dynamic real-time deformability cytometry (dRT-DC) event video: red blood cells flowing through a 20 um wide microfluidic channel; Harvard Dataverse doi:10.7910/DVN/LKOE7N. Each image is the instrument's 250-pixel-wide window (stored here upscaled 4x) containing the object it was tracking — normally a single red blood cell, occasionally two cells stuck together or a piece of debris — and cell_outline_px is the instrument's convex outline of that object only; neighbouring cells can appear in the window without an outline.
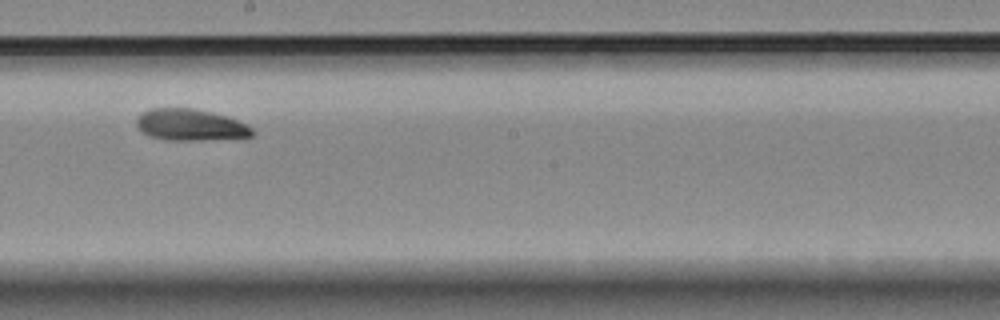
{"species": "Egyptian fruit bat (a non-hibernating species)", "species_latin": "Rousettus aegyptiacus", "temperature_condition": "room temperature", "stored_images_in_passage": 10, "camera_frame_rate_fps": 3000, "um_per_image_px": 0.085, "animal": {"sex": "female"}, "frame": {"image": 1, "passage_image": 9, "time_ms": 9.667, "image_size_px": [1000, 320], "cell_outline_px": [[256, 132], [252, 136], [244, 140], [164, 140], [148, 136], [140, 132], [136, 124], [136, 120], [140, 112], [152, 108], [192, 108], [212, 112], [248, 124]], "centroid_in_image_um": [16.23, 10.65], "position_along_channel_um": 232.0, "area_um2": 22.08}}
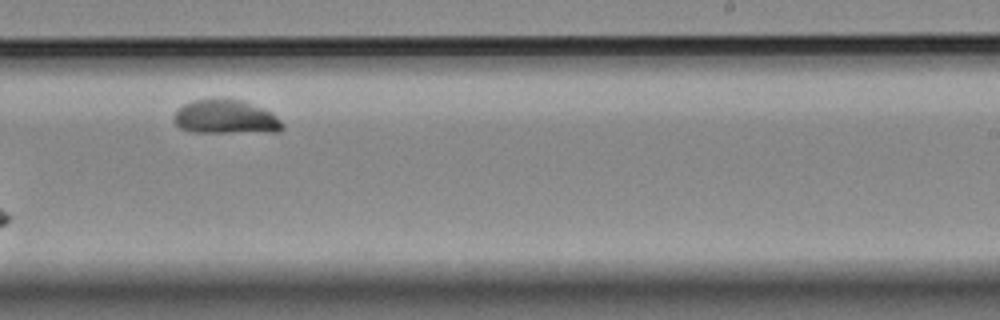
{"frame": {"image": 2, "passage_image": 10, "time_ms": 10.667, "image_size_px": [1000, 320], "cell_outline_px": [[284, 128], [280, 132], [192, 132], [180, 128], [172, 120], [172, 116], [184, 104], [192, 100], [220, 96], [240, 100], [264, 108], [272, 112], [284, 124]], "centroid_in_image_um": [19.18, 9.92], "position_along_channel_um": 269.8, "area_um2": 22.08}}